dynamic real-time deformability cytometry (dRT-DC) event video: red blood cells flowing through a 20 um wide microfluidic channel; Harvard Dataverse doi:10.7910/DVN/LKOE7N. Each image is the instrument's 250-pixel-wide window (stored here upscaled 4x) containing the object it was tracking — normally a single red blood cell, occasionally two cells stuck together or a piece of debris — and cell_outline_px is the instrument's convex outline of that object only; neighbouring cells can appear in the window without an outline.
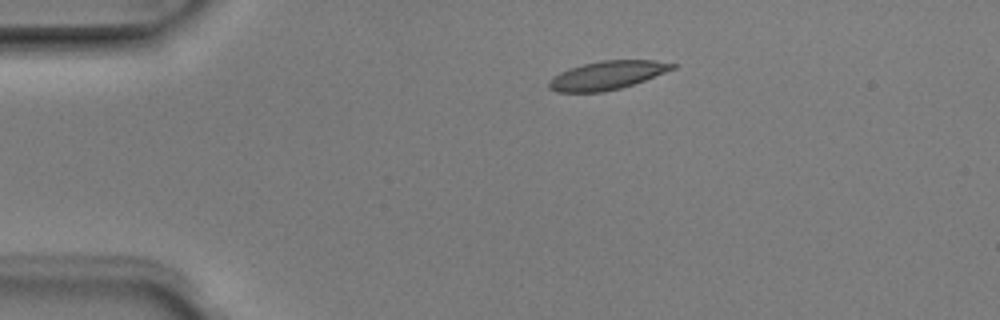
{"species": "Egyptian fruit bat (a non-hibernating species)", "species_latin": "Rousettus aegyptiacus", "temperature_condition": "room temperature", "stored_images_in_passage": 2, "camera_frame_rate_fps": 3000, "um_per_image_px": 0.085, "animal": {"sex": "male"}, "frame": {"image": 1, "passage_image": 1, "time_ms": 0.0, "image_size_px": [1000, 320], "cell_outline_px": [[676, 68], [644, 80], [620, 88], [604, 92], [556, 92], [548, 88], [548, 80], [560, 72], [568, 68], [600, 60], [656, 60], [676, 64]], "centroid_in_image_um": [51.57, 6.4], "position_along_channel_um": 33.4, "area_um2": 20.52}}